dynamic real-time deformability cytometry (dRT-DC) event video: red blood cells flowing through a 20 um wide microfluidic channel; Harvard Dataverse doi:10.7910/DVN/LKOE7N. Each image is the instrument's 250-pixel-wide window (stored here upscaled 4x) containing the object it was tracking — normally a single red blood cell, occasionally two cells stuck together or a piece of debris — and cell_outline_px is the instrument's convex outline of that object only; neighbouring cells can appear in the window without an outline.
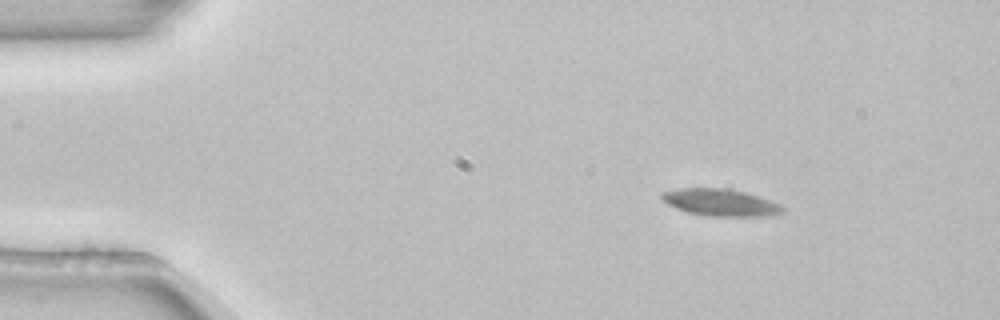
{"species": "common noctule bat (a hibernating species)", "species_latin": "Nyctalus noctula", "temperature_condition": "room temperature", "stored_images_in_passage": 4, "camera_frame_rate_fps": 3000, "um_per_image_px": 0.085, "animal": {"sex": "female", "body_mass_g": 22.7, "forearm_length_mm": 54.2}, "frame": {"image": 1, "passage_image": 2, "time_ms": 0.333, "image_size_px": [1000, 320], "cell_outline_px": [[784, 212], [760, 216], [708, 216], [688, 212], [676, 208], [668, 204], [660, 196], [660, 192], [680, 188], [724, 188], [744, 192], [780, 204], [784, 208]], "centroid_in_image_um": [61.19, 17.2], "position_along_channel_um": 23.8, "area_um2": 18.73}}
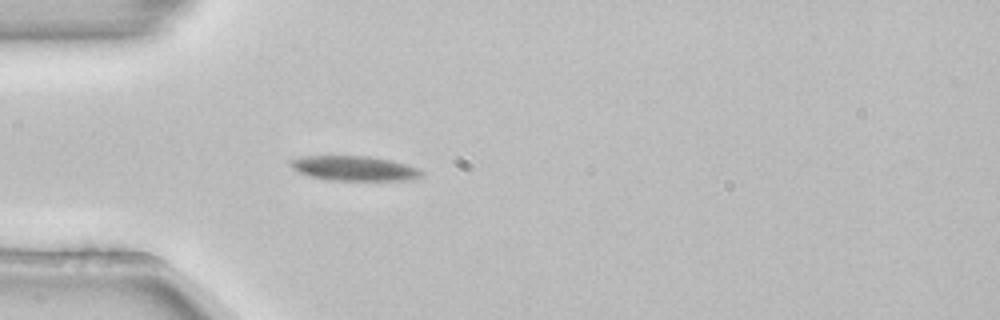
{"frame": {"image": 2, "passage_image": 4, "time_ms": 1.0, "image_size_px": [1000, 320], "cell_outline_px": [[424, 172], [420, 176], [412, 180], [328, 180], [312, 176], [300, 172], [292, 168], [288, 164], [288, 160], [300, 156], [368, 156], [388, 160], [404, 164], [416, 168]], "centroid_in_image_um": [30.05, 14.3], "position_along_channel_um": 54.9, "area_um2": 18.73}}